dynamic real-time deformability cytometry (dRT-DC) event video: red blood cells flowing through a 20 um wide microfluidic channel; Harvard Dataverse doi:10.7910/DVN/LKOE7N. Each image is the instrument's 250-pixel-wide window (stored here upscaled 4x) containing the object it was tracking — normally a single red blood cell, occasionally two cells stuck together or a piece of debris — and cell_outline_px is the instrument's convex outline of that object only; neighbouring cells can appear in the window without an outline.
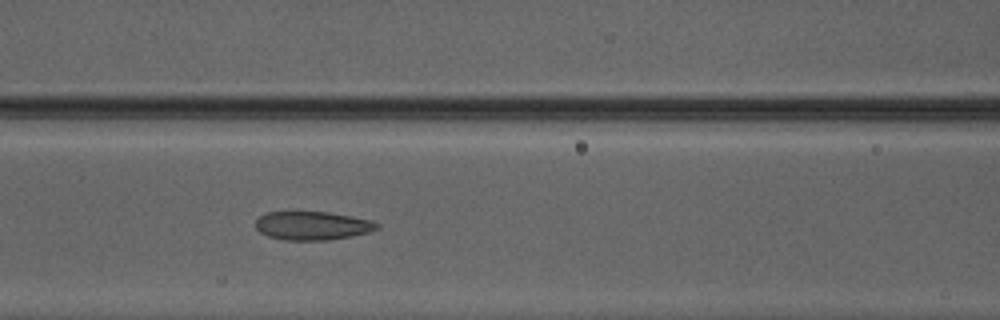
{"species": "Egyptian fruit bat (a non-hibernating species)", "species_latin": "Rousettus aegyptiacus", "temperature_condition": "warm", "stored_images_in_passage": 30, "camera_frame_rate_fps": 3000, "um_per_image_px": 0.085, "animal": {"sex": "male"}, "frame": {"image": 1, "passage_image": 23, "time_ms": 7.333, "image_size_px": [1000, 320], "cell_outline_px": [[380, 228], [368, 232], [328, 240], [284, 240], [268, 236], [260, 232], [256, 228], [256, 220], [260, 216], [268, 212], [328, 212], [352, 216], [372, 220], [380, 224]], "centroid_in_image_um": [26.57, 19.18], "position_along_channel_um": 140.0, "area_um2": 20.11}}
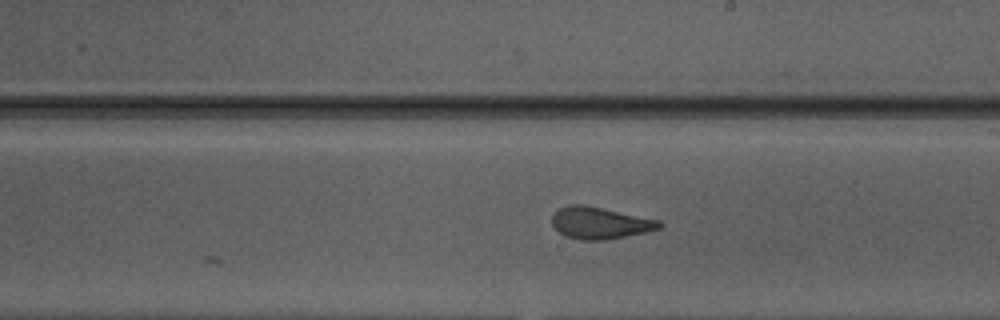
{"frame": {"image": 2, "passage_image": 30, "time_ms": 9.667, "image_size_px": [1000, 320], "cell_outline_px": [[664, 224], [660, 228], [644, 232], [604, 240], [580, 240], [564, 236], [552, 224], [552, 216], [560, 208], [568, 204], [584, 204], [660, 220]], "centroid_in_image_um": [50.99, 18.94], "position_along_channel_um": 238.0, "area_um2": 19.83}}